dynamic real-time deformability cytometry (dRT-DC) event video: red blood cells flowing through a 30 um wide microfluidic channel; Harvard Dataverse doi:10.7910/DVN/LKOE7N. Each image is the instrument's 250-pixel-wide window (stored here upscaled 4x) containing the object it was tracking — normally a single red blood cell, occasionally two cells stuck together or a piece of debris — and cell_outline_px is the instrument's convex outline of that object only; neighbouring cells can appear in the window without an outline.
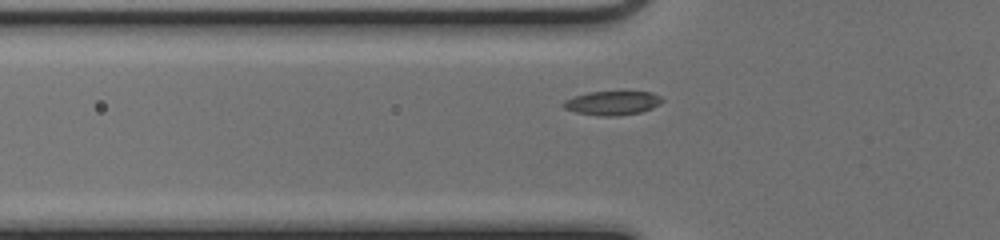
{"species": "common noctule bat (a hibernating species)", "species_latin": "Nyctalus noctula", "temperature_condition": "cold", "stored_images_in_passage": 33, "camera_frame_rate_fps": 3000, "um_per_image_px": 0.085, "animal": {"sex": "female", "body_mass_g": 17.0, "forearm_length_mm": 48.0}, "frame": {"image": 1, "passage_image": 5, "time_ms": 1.333, "image_size_px": [1000, 240], "cell_outline_px": [[664, 100], [660, 104], [652, 108], [640, 112], [616, 116], [600, 116], [576, 112], [564, 108], [560, 104], [564, 100], [588, 92], [652, 92], [660, 96]], "centroid_in_image_um": [52.04, 8.76], "position_along_channel_um": 73.8, "area_um2": 13.76}}
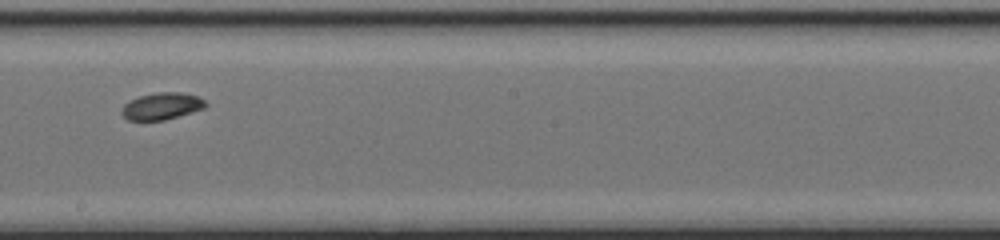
{"frame": {"image": 2, "passage_image": 17, "time_ms": 5.333, "image_size_px": [1000, 240], "cell_outline_px": [[208, 104], [204, 108], [164, 120], [128, 120], [120, 112], [120, 108], [128, 100], [140, 96], [160, 92], [180, 92], [196, 96], [204, 100]], "centroid_in_image_um": [13.71, 9.02], "position_along_channel_um": 234.5, "area_um2": 13.06}}
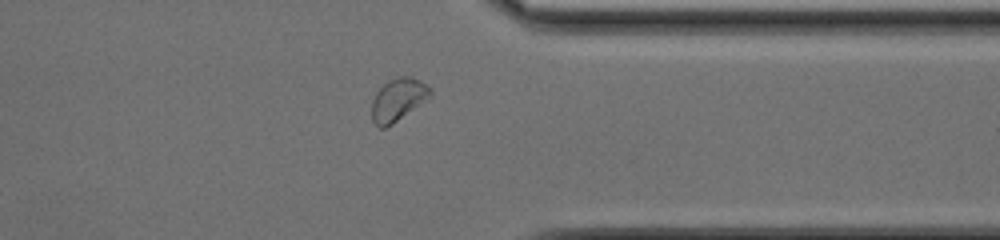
{"frame": {"image": 3, "passage_image": 28, "time_ms": 9.0, "image_size_px": [1000, 240], "cell_outline_px": [[432, 96], [392, 124], [384, 128], [380, 128], [372, 120], [372, 100], [376, 92], [388, 80], [400, 76], [412, 76], [420, 80], [432, 88]], "centroid_in_image_um": [33.86, 8.45], "position_along_channel_um": 377.5, "area_um2": 14.57}, "authors_computed_cell_mechanics": {"area_um2": 13.6986, "velocity_mm_per_s": 4.0053, "shape_relaxation_time_tau1_ms": 1.1513, "shape_relaxation_time_tau2_ms": null, "deformation_change_tau1": 0.0652, "deformation_change_tau2": null}}